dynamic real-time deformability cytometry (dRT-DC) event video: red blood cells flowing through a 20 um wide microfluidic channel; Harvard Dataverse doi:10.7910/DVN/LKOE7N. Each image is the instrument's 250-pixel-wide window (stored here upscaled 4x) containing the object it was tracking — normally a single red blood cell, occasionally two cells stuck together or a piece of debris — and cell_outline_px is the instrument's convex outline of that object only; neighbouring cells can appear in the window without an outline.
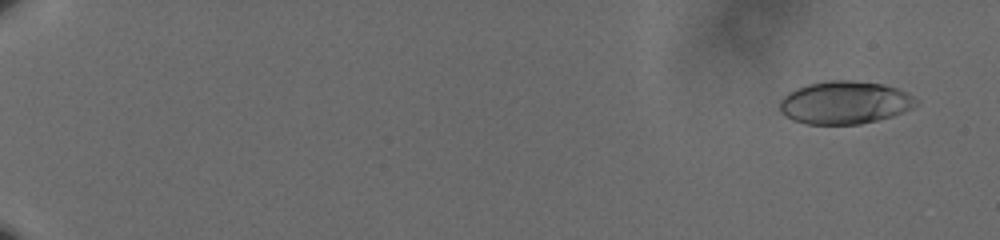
{"species": "human", "species_latin": "Homo sapiens", "temperature_condition": "cold", "stored_images_in_passage": 59, "camera_frame_rate_fps": 3000, "um_per_image_px": 0.085, "donor": {"sex": "male"}, "frame": {"image": 1, "passage_image": 2, "time_ms": 0.333, "image_size_px": [1000, 240], "cell_outline_px": [[920, 100], [912, 108], [892, 116], [860, 124], [804, 124], [792, 120], [784, 116], [780, 112], [780, 100], [788, 92], [796, 88], [808, 84], [828, 80], [852, 80], [884, 84], [908, 92]], "centroid_in_image_um": [71.8, 8.71], "position_along_channel_um": 13.2, "area_um2": 34.33}}
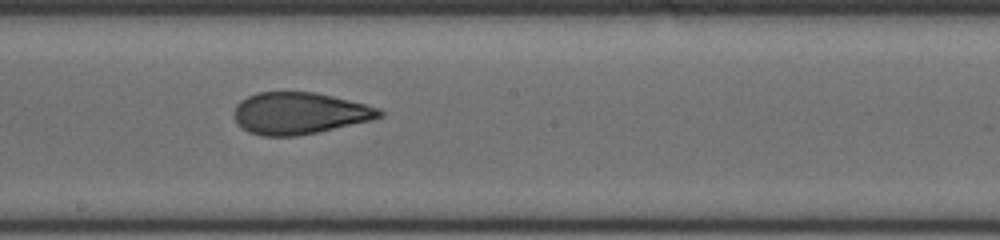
{"frame": {"image": 2, "passage_image": 36, "time_ms": 11.667, "image_size_px": [1000, 240], "cell_outline_px": [[384, 116], [372, 120], [316, 132], [296, 136], [264, 136], [248, 132], [240, 128], [236, 124], [232, 116], [232, 112], [236, 104], [240, 100], [256, 92], [316, 92], [380, 108], [384, 112]], "centroid_in_image_um": [25.39, 9.63], "position_along_channel_um": 222.8, "area_um2": 35.66}}
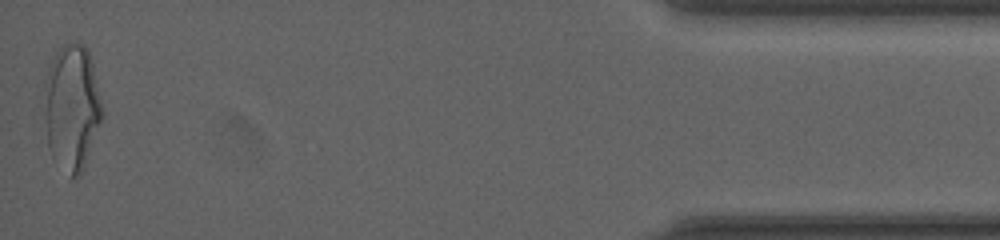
{"frame": {"image": 3, "passage_image": 59, "time_ms": 19.333, "image_size_px": [1000, 240], "cell_outline_px": [[104, 116], [80, 176], [72, 176], [52, 156], [48, 148], [44, 80], [48, 68], [56, 52], [64, 44], [76, 40], [84, 44], [88, 48], [92, 60], [104, 112]], "centroid_in_image_um": [6.14, 9.05], "position_along_channel_um": 429.1, "area_um2": 42.37}, "authors_computed_cell_mechanics": {"area_um2": 35.3736, "velocity_mm_per_s": 3.6064, "shape_relaxation_time_tau1_ms": 6.9903, "shape_relaxation_time_tau2_ms": 1.5069, "deformation_change_tau1": 0.2049, "deformation_change_tau2": 0.0917}}